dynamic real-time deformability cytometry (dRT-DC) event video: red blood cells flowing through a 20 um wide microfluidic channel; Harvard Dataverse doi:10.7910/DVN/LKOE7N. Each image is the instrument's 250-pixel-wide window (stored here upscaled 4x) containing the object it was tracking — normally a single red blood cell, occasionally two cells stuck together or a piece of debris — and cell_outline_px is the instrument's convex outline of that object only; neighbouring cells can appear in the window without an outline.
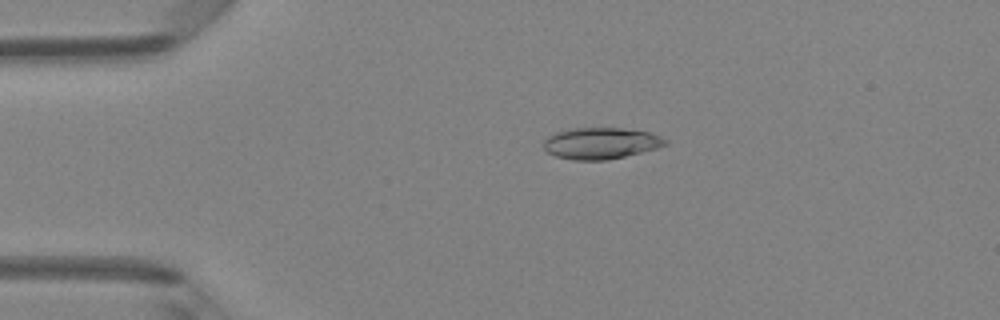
{"species": "Egyptian fruit bat (a non-hibernating species)", "species_latin": "Rousettus aegyptiacus", "temperature_condition": "room temperature", "stored_images_in_passage": 39, "camera_frame_rate_fps": 3000, "um_per_image_px": 0.085, "animal": {"sex": "female"}, "frame": {"image": 1, "passage_image": 1, "time_ms": 0.0, "image_size_px": [1000, 320], "cell_outline_px": [[668, 144], [656, 148], [608, 160], [572, 160], [556, 156], [548, 152], [544, 148], [544, 140], [548, 136], [556, 132], [572, 128], [620, 128], [648, 132], [660, 136], [668, 140]], "centroid_in_image_um": [51.06, 12.18], "position_along_channel_um": 33.9, "area_um2": 22.14}}
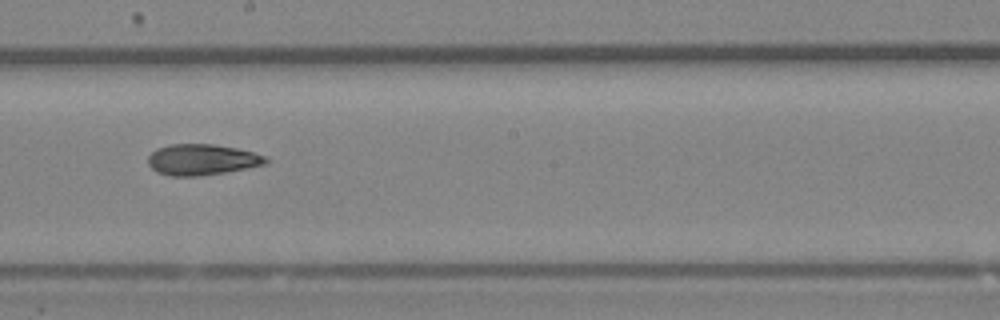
{"frame": {"image": 2, "passage_image": 18, "time_ms": 5.667, "image_size_px": [1000, 320], "cell_outline_px": [[268, 164], [224, 172], [196, 176], [168, 176], [156, 172], [148, 164], [148, 156], [156, 148], [172, 144], [212, 144], [236, 148], [268, 156]], "centroid_in_image_um": [17.16, 13.57], "position_along_channel_um": 231.0, "area_um2": 21.27}}
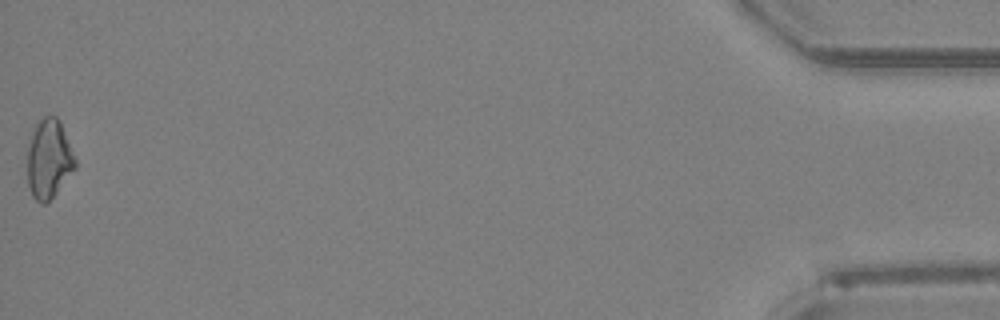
{"frame": {"image": 3, "passage_image": 39, "time_ms": 12.667, "image_size_px": [1000, 320], "cell_outline_px": [[76, 168], [56, 192], [44, 204], [40, 204], [32, 196], [28, 184], [28, 148], [32, 128], [36, 120], [44, 116], [56, 116], [60, 120], [76, 160]], "centroid_in_image_um": [4.14, 13.47], "position_along_channel_um": 431.1, "area_um2": 22.08}, "authors_computed_cell_mechanics": {"area_um2": 21.1548, "velocity_mm_per_s": 4.2469, "shape_relaxation_time_tau1_ms": null, "shape_relaxation_time_tau2_ms": 4.7077, "deformation_change_tau1": null, "deformation_change_tau2": 0.1212}}